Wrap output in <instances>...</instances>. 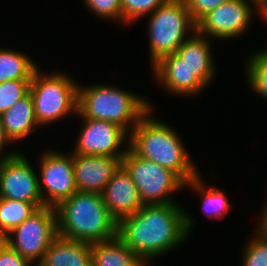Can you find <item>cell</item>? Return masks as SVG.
<instances>
[{
    "label": "cell",
    "mask_w": 267,
    "mask_h": 266,
    "mask_svg": "<svg viewBox=\"0 0 267 266\" xmlns=\"http://www.w3.org/2000/svg\"><path fill=\"white\" fill-rule=\"evenodd\" d=\"M154 111L151 108L132 129L129 147L140 157L171 170L187 183L196 178L201 170L193 161L178 130L153 115Z\"/></svg>",
    "instance_id": "obj_2"
},
{
    "label": "cell",
    "mask_w": 267,
    "mask_h": 266,
    "mask_svg": "<svg viewBox=\"0 0 267 266\" xmlns=\"http://www.w3.org/2000/svg\"><path fill=\"white\" fill-rule=\"evenodd\" d=\"M37 266H93L91 244L57 235Z\"/></svg>",
    "instance_id": "obj_18"
},
{
    "label": "cell",
    "mask_w": 267,
    "mask_h": 266,
    "mask_svg": "<svg viewBox=\"0 0 267 266\" xmlns=\"http://www.w3.org/2000/svg\"><path fill=\"white\" fill-rule=\"evenodd\" d=\"M84 7L97 20L119 23L122 26L121 0H82Z\"/></svg>",
    "instance_id": "obj_26"
},
{
    "label": "cell",
    "mask_w": 267,
    "mask_h": 266,
    "mask_svg": "<svg viewBox=\"0 0 267 266\" xmlns=\"http://www.w3.org/2000/svg\"><path fill=\"white\" fill-rule=\"evenodd\" d=\"M72 150L74 154L123 157L129 147V134L119 125L97 119L83 118Z\"/></svg>",
    "instance_id": "obj_11"
},
{
    "label": "cell",
    "mask_w": 267,
    "mask_h": 266,
    "mask_svg": "<svg viewBox=\"0 0 267 266\" xmlns=\"http://www.w3.org/2000/svg\"><path fill=\"white\" fill-rule=\"evenodd\" d=\"M253 233L251 237L249 235L242 249L241 264L242 266H267V236L256 226Z\"/></svg>",
    "instance_id": "obj_24"
},
{
    "label": "cell",
    "mask_w": 267,
    "mask_h": 266,
    "mask_svg": "<svg viewBox=\"0 0 267 266\" xmlns=\"http://www.w3.org/2000/svg\"><path fill=\"white\" fill-rule=\"evenodd\" d=\"M93 266H147L117 236L91 244Z\"/></svg>",
    "instance_id": "obj_20"
},
{
    "label": "cell",
    "mask_w": 267,
    "mask_h": 266,
    "mask_svg": "<svg viewBox=\"0 0 267 266\" xmlns=\"http://www.w3.org/2000/svg\"><path fill=\"white\" fill-rule=\"evenodd\" d=\"M148 97L124 89L115 83L78 85L77 112L86 119L115 123L128 134L138 121L152 108Z\"/></svg>",
    "instance_id": "obj_3"
},
{
    "label": "cell",
    "mask_w": 267,
    "mask_h": 266,
    "mask_svg": "<svg viewBox=\"0 0 267 266\" xmlns=\"http://www.w3.org/2000/svg\"><path fill=\"white\" fill-rule=\"evenodd\" d=\"M39 66L32 76L29 93L40 127L47 128L77 115L79 82L66 71H49Z\"/></svg>",
    "instance_id": "obj_5"
},
{
    "label": "cell",
    "mask_w": 267,
    "mask_h": 266,
    "mask_svg": "<svg viewBox=\"0 0 267 266\" xmlns=\"http://www.w3.org/2000/svg\"><path fill=\"white\" fill-rule=\"evenodd\" d=\"M247 57L243 68L248 89L267 101V53L260 47Z\"/></svg>",
    "instance_id": "obj_22"
},
{
    "label": "cell",
    "mask_w": 267,
    "mask_h": 266,
    "mask_svg": "<svg viewBox=\"0 0 267 266\" xmlns=\"http://www.w3.org/2000/svg\"><path fill=\"white\" fill-rule=\"evenodd\" d=\"M260 210L261 211L256 217L257 220L255 222L257 225L255 226L267 236V196L265 198V203Z\"/></svg>",
    "instance_id": "obj_31"
},
{
    "label": "cell",
    "mask_w": 267,
    "mask_h": 266,
    "mask_svg": "<svg viewBox=\"0 0 267 266\" xmlns=\"http://www.w3.org/2000/svg\"><path fill=\"white\" fill-rule=\"evenodd\" d=\"M152 67L178 48L196 31V23L184 0H166L151 15L145 17Z\"/></svg>",
    "instance_id": "obj_6"
},
{
    "label": "cell",
    "mask_w": 267,
    "mask_h": 266,
    "mask_svg": "<svg viewBox=\"0 0 267 266\" xmlns=\"http://www.w3.org/2000/svg\"><path fill=\"white\" fill-rule=\"evenodd\" d=\"M44 148L40 151L38 162L39 192L45 206L57 207L62 201L78 191L71 151Z\"/></svg>",
    "instance_id": "obj_9"
},
{
    "label": "cell",
    "mask_w": 267,
    "mask_h": 266,
    "mask_svg": "<svg viewBox=\"0 0 267 266\" xmlns=\"http://www.w3.org/2000/svg\"><path fill=\"white\" fill-rule=\"evenodd\" d=\"M55 209L59 236L89 244L117 237L118 222L100 193L77 191Z\"/></svg>",
    "instance_id": "obj_4"
},
{
    "label": "cell",
    "mask_w": 267,
    "mask_h": 266,
    "mask_svg": "<svg viewBox=\"0 0 267 266\" xmlns=\"http://www.w3.org/2000/svg\"><path fill=\"white\" fill-rule=\"evenodd\" d=\"M40 65L21 50L0 47V83L10 80H32Z\"/></svg>",
    "instance_id": "obj_21"
},
{
    "label": "cell",
    "mask_w": 267,
    "mask_h": 266,
    "mask_svg": "<svg viewBox=\"0 0 267 266\" xmlns=\"http://www.w3.org/2000/svg\"><path fill=\"white\" fill-rule=\"evenodd\" d=\"M0 119L6 136L16 147L22 141H27L31 134L41 130L35 118L33 99L29 92L0 115Z\"/></svg>",
    "instance_id": "obj_17"
},
{
    "label": "cell",
    "mask_w": 267,
    "mask_h": 266,
    "mask_svg": "<svg viewBox=\"0 0 267 266\" xmlns=\"http://www.w3.org/2000/svg\"><path fill=\"white\" fill-rule=\"evenodd\" d=\"M0 266H35L0 239Z\"/></svg>",
    "instance_id": "obj_29"
},
{
    "label": "cell",
    "mask_w": 267,
    "mask_h": 266,
    "mask_svg": "<svg viewBox=\"0 0 267 266\" xmlns=\"http://www.w3.org/2000/svg\"><path fill=\"white\" fill-rule=\"evenodd\" d=\"M122 158L73 153V171L78 191L101 194L122 165Z\"/></svg>",
    "instance_id": "obj_14"
},
{
    "label": "cell",
    "mask_w": 267,
    "mask_h": 266,
    "mask_svg": "<svg viewBox=\"0 0 267 266\" xmlns=\"http://www.w3.org/2000/svg\"><path fill=\"white\" fill-rule=\"evenodd\" d=\"M194 223L181 203L143 205L118 222L117 236L147 266H153L155 260L189 241Z\"/></svg>",
    "instance_id": "obj_1"
},
{
    "label": "cell",
    "mask_w": 267,
    "mask_h": 266,
    "mask_svg": "<svg viewBox=\"0 0 267 266\" xmlns=\"http://www.w3.org/2000/svg\"><path fill=\"white\" fill-rule=\"evenodd\" d=\"M144 205L180 203L173 194L182 193L184 182L171 170L137 155L130 147L122 158Z\"/></svg>",
    "instance_id": "obj_7"
},
{
    "label": "cell",
    "mask_w": 267,
    "mask_h": 266,
    "mask_svg": "<svg viewBox=\"0 0 267 266\" xmlns=\"http://www.w3.org/2000/svg\"><path fill=\"white\" fill-rule=\"evenodd\" d=\"M262 49L267 53V47H262Z\"/></svg>",
    "instance_id": "obj_33"
},
{
    "label": "cell",
    "mask_w": 267,
    "mask_h": 266,
    "mask_svg": "<svg viewBox=\"0 0 267 266\" xmlns=\"http://www.w3.org/2000/svg\"><path fill=\"white\" fill-rule=\"evenodd\" d=\"M213 40L195 31L176 51V54L209 88L218 68L213 54Z\"/></svg>",
    "instance_id": "obj_16"
},
{
    "label": "cell",
    "mask_w": 267,
    "mask_h": 266,
    "mask_svg": "<svg viewBox=\"0 0 267 266\" xmlns=\"http://www.w3.org/2000/svg\"><path fill=\"white\" fill-rule=\"evenodd\" d=\"M184 189H190L202 201V211L210 218V220H222L227 217V213L232 209L233 205L229 201L227 193L217 186H211L202 174L200 173L196 178L184 183Z\"/></svg>",
    "instance_id": "obj_19"
},
{
    "label": "cell",
    "mask_w": 267,
    "mask_h": 266,
    "mask_svg": "<svg viewBox=\"0 0 267 266\" xmlns=\"http://www.w3.org/2000/svg\"><path fill=\"white\" fill-rule=\"evenodd\" d=\"M30 82L31 80H10L0 83V115L29 92Z\"/></svg>",
    "instance_id": "obj_27"
},
{
    "label": "cell",
    "mask_w": 267,
    "mask_h": 266,
    "mask_svg": "<svg viewBox=\"0 0 267 266\" xmlns=\"http://www.w3.org/2000/svg\"><path fill=\"white\" fill-rule=\"evenodd\" d=\"M101 195L106 208L117 222L135 213L144 205L130 174L122 165L114 173Z\"/></svg>",
    "instance_id": "obj_15"
},
{
    "label": "cell",
    "mask_w": 267,
    "mask_h": 266,
    "mask_svg": "<svg viewBox=\"0 0 267 266\" xmlns=\"http://www.w3.org/2000/svg\"><path fill=\"white\" fill-rule=\"evenodd\" d=\"M267 20V0H247Z\"/></svg>",
    "instance_id": "obj_32"
},
{
    "label": "cell",
    "mask_w": 267,
    "mask_h": 266,
    "mask_svg": "<svg viewBox=\"0 0 267 266\" xmlns=\"http://www.w3.org/2000/svg\"><path fill=\"white\" fill-rule=\"evenodd\" d=\"M166 0H121L122 26L137 23L141 18L151 15Z\"/></svg>",
    "instance_id": "obj_25"
},
{
    "label": "cell",
    "mask_w": 267,
    "mask_h": 266,
    "mask_svg": "<svg viewBox=\"0 0 267 266\" xmlns=\"http://www.w3.org/2000/svg\"><path fill=\"white\" fill-rule=\"evenodd\" d=\"M57 235L56 209L44 206L12 229L2 240L37 266Z\"/></svg>",
    "instance_id": "obj_8"
},
{
    "label": "cell",
    "mask_w": 267,
    "mask_h": 266,
    "mask_svg": "<svg viewBox=\"0 0 267 266\" xmlns=\"http://www.w3.org/2000/svg\"><path fill=\"white\" fill-rule=\"evenodd\" d=\"M9 146L13 147L14 144L6 136L5 131H4V127L2 126V122L0 119V160L12 157V156L16 155L21 150V149L18 150V148L14 149V148H11ZM6 147L8 148V150ZM9 149H10V151H9Z\"/></svg>",
    "instance_id": "obj_30"
},
{
    "label": "cell",
    "mask_w": 267,
    "mask_h": 266,
    "mask_svg": "<svg viewBox=\"0 0 267 266\" xmlns=\"http://www.w3.org/2000/svg\"><path fill=\"white\" fill-rule=\"evenodd\" d=\"M150 70L155 84L169 97L196 99L208 88L176 53L164 56Z\"/></svg>",
    "instance_id": "obj_13"
},
{
    "label": "cell",
    "mask_w": 267,
    "mask_h": 266,
    "mask_svg": "<svg viewBox=\"0 0 267 266\" xmlns=\"http://www.w3.org/2000/svg\"><path fill=\"white\" fill-rule=\"evenodd\" d=\"M37 209L33 203L0 198V239L22 224Z\"/></svg>",
    "instance_id": "obj_23"
},
{
    "label": "cell",
    "mask_w": 267,
    "mask_h": 266,
    "mask_svg": "<svg viewBox=\"0 0 267 266\" xmlns=\"http://www.w3.org/2000/svg\"><path fill=\"white\" fill-rule=\"evenodd\" d=\"M231 0H184L192 20L197 23L209 11Z\"/></svg>",
    "instance_id": "obj_28"
},
{
    "label": "cell",
    "mask_w": 267,
    "mask_h": 266,
    "mask_svg": "<svg viewBox=\"0 0 267 266\" xmlns=\"http://www.w3.org/2000/svg\"><path fill=\"white\" fill-rule=\"evenodd\" d=\"M25 154L20 150L0 160V198L33 203L41 208L45 204L39 192L38 170Z\"/></svg>",
    "instance_id": "obj_12"
},
{
    "label": "cell",
    "mask_w": 267,
    "mask_h": 266,
    "mask_svg": "<svg viewBox=\"0 0 267 266\" xmlns=\"http://www.w3.org/2000/svg\"><path fill=\"white\" fill-rule=\"evenodd\" d=\"M256 15L267 23V20L247 0H231L203 16L196 23V31L213 41L238 39L249 32Z\"/></svg>",
    "instance_id": "obj_10"
}]
</instances>
